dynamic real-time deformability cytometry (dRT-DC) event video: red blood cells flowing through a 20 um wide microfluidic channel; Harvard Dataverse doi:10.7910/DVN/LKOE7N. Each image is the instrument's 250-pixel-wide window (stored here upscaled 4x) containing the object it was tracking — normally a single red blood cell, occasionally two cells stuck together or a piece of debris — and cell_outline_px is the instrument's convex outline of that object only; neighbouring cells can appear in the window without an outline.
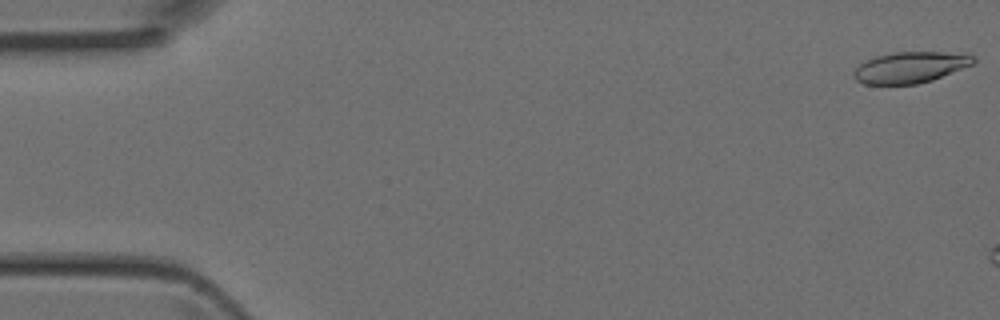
{"species": "Egyptian fruit bat (a non-hibernating species)", "species_latin": "Rousettus aegyptiacus", "temperature_condition": "room temperature", "stored_images_in_passage": 3, "camera_frame_rate_fps": 3000, "um_per_image_px": 0.085, "animal": {"sex": "female"}, "frame": {"image": 1, "passage_image": 1, "time_ms": 0.0, "image_size_px": [1000, 320], "cell_outline_px": [[976, 60], [972, 64], [932, 80], [916, 84], [864, 84], [856, 80], [852, 76], [852, 72], [860, 64], [876, 56], [896, 52], [968, 52], [976, 56]], "centroid_in_image_um": [77.41, 5.71], "position_along_channel_um": 7.6, "area_um2": 21.79}}